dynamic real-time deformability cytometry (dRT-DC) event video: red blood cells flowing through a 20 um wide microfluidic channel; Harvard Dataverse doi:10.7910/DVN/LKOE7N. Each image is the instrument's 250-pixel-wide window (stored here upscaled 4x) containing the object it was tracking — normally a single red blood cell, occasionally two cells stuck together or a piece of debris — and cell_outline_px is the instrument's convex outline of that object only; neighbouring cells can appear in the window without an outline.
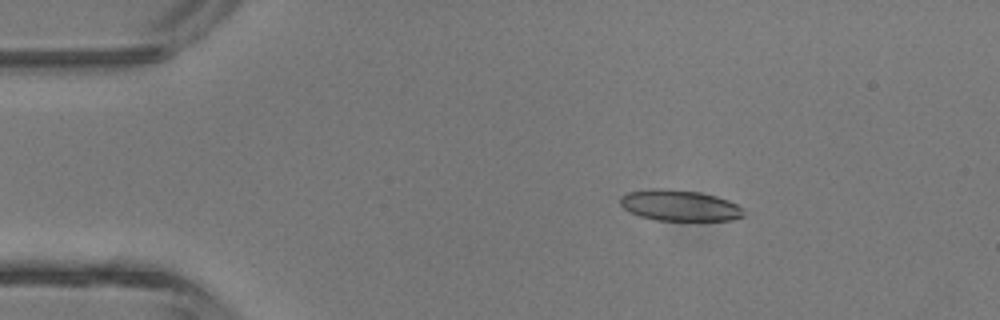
{"species": "common noctule bat (a hibernating species)", "species_latin": "Nyctalus noctula", "temperature_condition": "room temperature", "stored_images_in_passage": 5, "camera_frame_rate_fps": 3000, "um_per_image_px": 0.085, "animal": {"sex": "male", "body_mass_g": 13.3}, "frame": {"image": 1, "passage_image": 3, "time_ms": 2.0, "image_size_px": [1000, 320], "cell_outline_px": [[744, 216], [732, 220], [656, 220], [640, 216], [628, 212], [620, 204], [620, 196], [628, 192], [648, 188], [668, 188], [700, 192], [716, 196], [728, 200], [744, 208]], "centroid_in_image_um": [57.74, 17.45], "position_along_channel_um": 27.3, "area_um2": 22.54}}
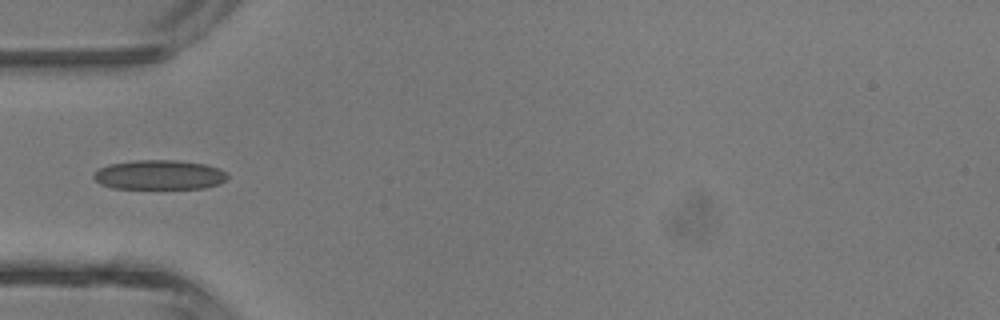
{"frame": {"image": 2, "passage_image": 5, "time_ms": 4.333, "image_size_px": [1000, 320], "cell_outline_px": [[228, 176], [220, 184], [204, 188], [112, 188], [100, 184], [92, 176], [92, 172], [108, 164], [136, 160], [176, 160], [204, 164], [216, 168], [224, 172]], "centroid_in_image_um": [13.49, 14.86], "position_along_channel_um": 71.5, "area_um2": 22.95}}